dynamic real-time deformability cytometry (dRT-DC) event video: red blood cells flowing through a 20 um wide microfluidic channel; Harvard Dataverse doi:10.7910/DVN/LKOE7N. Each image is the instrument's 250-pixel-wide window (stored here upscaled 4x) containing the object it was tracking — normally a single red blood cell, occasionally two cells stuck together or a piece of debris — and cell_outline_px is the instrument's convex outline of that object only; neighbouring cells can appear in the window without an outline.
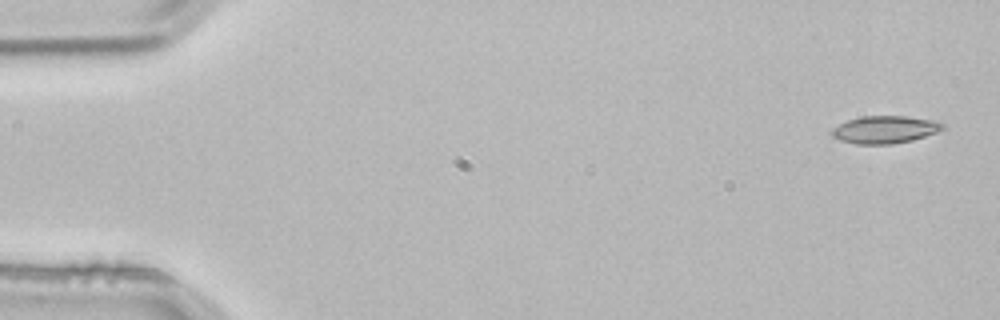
{"species": "common noctule bat (a hibernating species)", "species_latin": "Nyctalus noctula", "temperature_condition": "room temperature", "stored_images_in_passage": 3, "camera_frame_rate_fps": 3000, "um_per_image_px": 0.085, "animal": {"sex": "male", "body_mass_g": 21.5, "forearm_length_mm": 52.0}, "frame": {"image": 1, "passage_image": 1, "time_ms": 0.0, "image_size_px": [1000, 320], "cell_outline_px": [[944, 128], [936, 132], [912, 140], [892, 144], [856, 144], [840, 140], [832, 136], [832, 128], [848, 120], [864, 116], [904, 116], [932, 120], [944, 124]], "centroid_in_image_um": [75.2, 11.02], "position_along_channel_um": 9.8, "area_um2": 17.51}}